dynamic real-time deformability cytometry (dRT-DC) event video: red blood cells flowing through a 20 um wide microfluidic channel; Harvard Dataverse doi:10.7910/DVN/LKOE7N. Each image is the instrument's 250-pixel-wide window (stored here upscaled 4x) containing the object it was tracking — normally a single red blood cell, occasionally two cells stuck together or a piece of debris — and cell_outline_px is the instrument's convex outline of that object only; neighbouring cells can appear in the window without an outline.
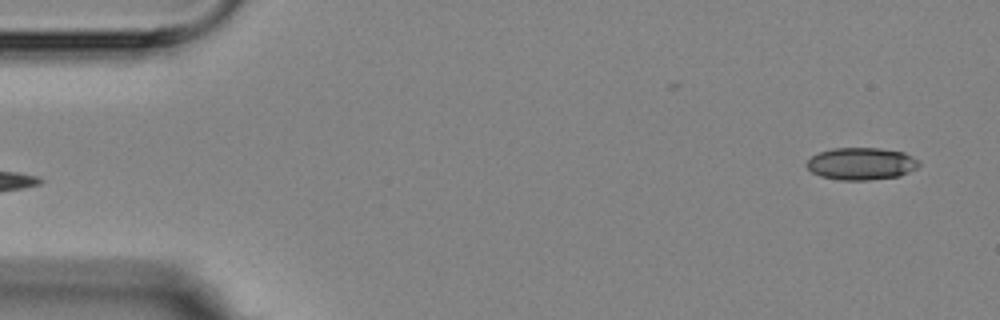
{"species": "Egyptian fruit bat (a non-hibernating species)", "species_latin": "Rousettus aegyptiacus", "temperature_condition": "room temperature", "stored_images_in_passage": 6, "camera_frame_rate_fps": 3000, "um_per_image_px": 0.085, "animal": {"sex": "female"}, "frame": {"image": 1, "passage_image": 6, "time_ms": 5.667, "image_size_px": [1000, 320], "cell_outline_px": [[920, 164], [916, 168], [900, 176], [868, 180], [840, 180], [820, 176], [812, 172], [804, 164], [812, 156], [820, 152], [832, 148], [880, 148], [904, 152], [912, 156]], "centroid_in_image_um": [73.19, 13.91], "position_along_channel_um": 11.8, "area_um2": 21.1}}